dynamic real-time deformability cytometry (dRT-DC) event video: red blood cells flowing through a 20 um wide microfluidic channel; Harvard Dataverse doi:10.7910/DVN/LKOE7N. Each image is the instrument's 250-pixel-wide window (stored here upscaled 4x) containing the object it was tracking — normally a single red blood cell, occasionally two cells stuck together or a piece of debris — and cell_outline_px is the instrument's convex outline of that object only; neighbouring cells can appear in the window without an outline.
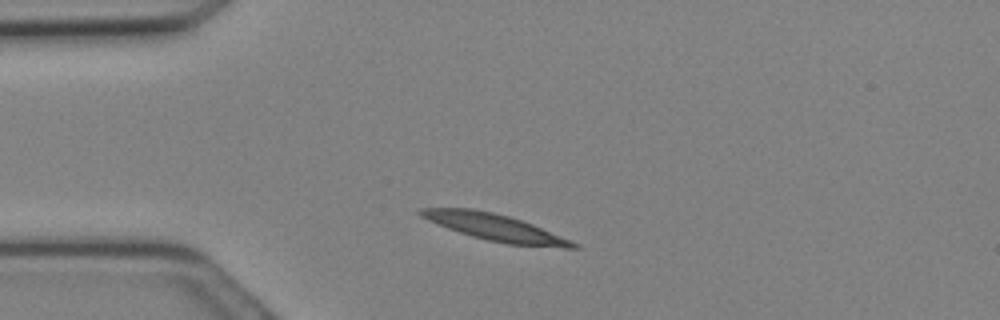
{"species": "Egyptian fruit bat (a non-hibernating species)", "species_latin": "Rousettus aegyptiacus", "temperature_condition": "cold", "stored_images_in_passage": 14, "camera_frame_rate_fps": 3000, "um_per_image_px": 0.085, "animal": {"sex": "female"}, "frame": {"image": 1, "passage_image": 1, "time_ms": 0.0, "image_size_px": [1000, 320], "cell_outline_px": [[580, 248], [564, 248], [508, 244], [488, 240], [472, 236], [448, 228], [428, 220], [420, 216], [416, 212], [420, 208], [472, 208], [492, 212], [508, 216], [532, 224], [572, 240], [580, 244]], "centroid_in_image_um": [42.11, 19.33], "position_along_channel_um": 42.9, "area_um2": 23.58}}
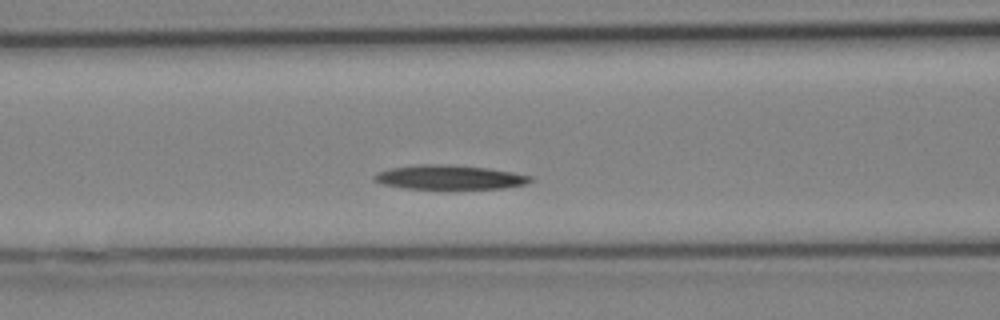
{"frame": {"image": 2, "passage_image": 6, "time_ms": 1.667, "image_size_px": [1000, 320], "cell_outline_px": [[536, 180], [528, 184], [504, 188], [404, 188], [384, 184], [372, 180], [372, 176], [376, 172], [388, 168], [420, 164], [436, 164], [488, 168], [512, 172], [532, 176]], "centroid_in_image_um": [38.21, 15.06], "position_along_channel_um": 128.4, "area_um2": 22.02}}
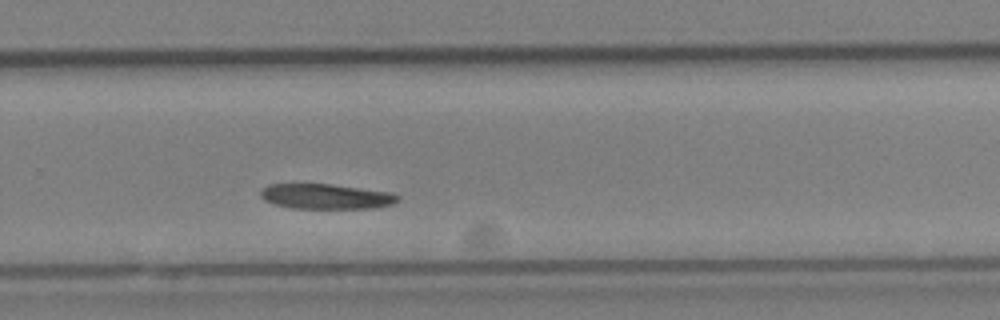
{"frame": {"image": 3, "passage_image": 14, "time_ms": 4.333, "image_size_px": [1000, 320], "cell_outline_px": [[400, 196], [392, 204], [376, 208], [292, 208], [276, 204], [264, 200], [260, 196], [260, 188], [268, 184], [332, 184], [392, 192]], "centroid_in_image_um": [27.69, 16.69], "position_along_channel_um": 302.1, "area_um2": 20.11}}